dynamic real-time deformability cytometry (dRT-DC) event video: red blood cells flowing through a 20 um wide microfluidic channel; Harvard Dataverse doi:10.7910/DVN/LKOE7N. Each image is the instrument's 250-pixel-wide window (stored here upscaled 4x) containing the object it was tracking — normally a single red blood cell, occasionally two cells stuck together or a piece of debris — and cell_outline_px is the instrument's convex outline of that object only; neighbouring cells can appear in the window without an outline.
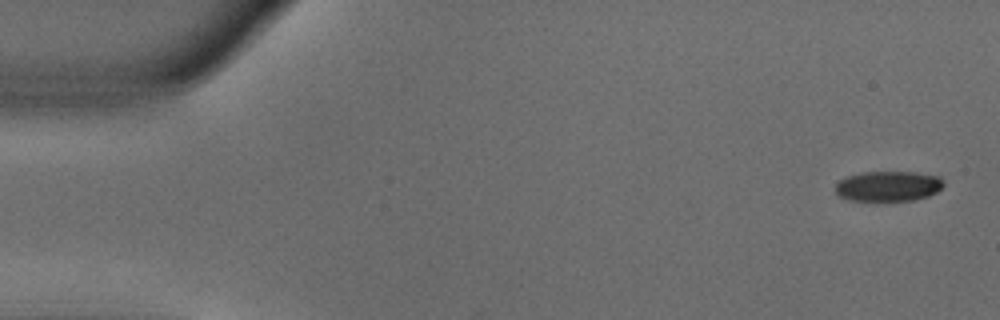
{"species": "common noctule bat (a hibernating species)", "species_latin": "Nyctalus noctula", "temperature_condition": "warm", "stored_images_in_passage": 12, "camera_frame_rate_fps": 3000, "um_per_image_px": 0.085, "animal": {"sex": "male", "body_mass_g": 18.8}, "frame": {"image": 1, "passage_image": 1, "time_ms": 0.0, "image_size_px": [1000, 320], "cell_outline_px": [[944, 184], [936, 192], [928, 196], [912, 200], [852, 200], [840, 196], [836, 192], [836, 184], [840, 180], [848, 176], [860, 172], [912, 172], [940, 176], [944, 180]], "centroid_in_image_um": [75.52, 15.81], "position_along_channel_um": 9.5, "area_um2": 18.84}}